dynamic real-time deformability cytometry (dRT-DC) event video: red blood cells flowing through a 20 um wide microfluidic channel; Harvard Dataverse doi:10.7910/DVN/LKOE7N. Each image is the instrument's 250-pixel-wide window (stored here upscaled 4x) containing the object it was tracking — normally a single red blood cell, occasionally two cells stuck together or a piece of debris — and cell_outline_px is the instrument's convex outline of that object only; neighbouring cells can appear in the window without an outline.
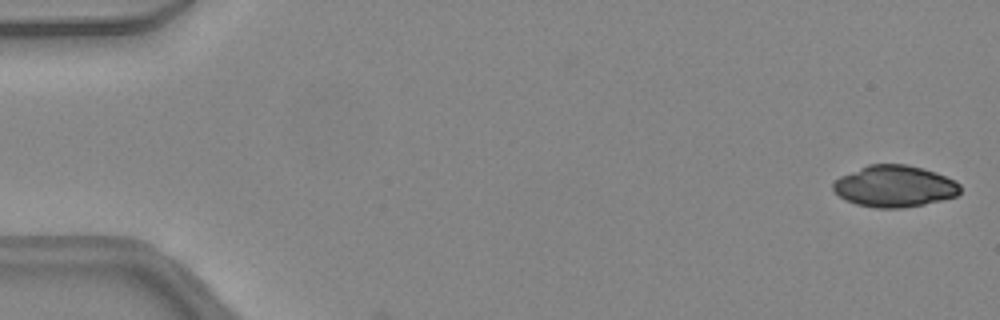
{"species": "common noctule bat (a hibernating species)", "species_latin": "Nyctalus noctula", "temperature_condition": "warm", "stored_images_in_passage": 3, "camera_frame_rate_fps": 3000, "um_per_image_px": 0.085, "animal": {"sex": "female", "body_mass_g": 24.6, "forearm_length_mm": 56.2}, "frame": {"image": 1, "passage_image": 1, "time_ms": 0.0, "image_size_px": [1000, 320], "cell_outline_px": [[960, 192], [956, 196], [924, 204], [900, 208], [876, 208], [856, 204], [844, 200], [832, 188], [832, 184], [840, 176], [868, 164], [908, 164], [924, 168], [936, 172], [956, 180], [960, 184]], "centroid_in_image_um": [76.04, 15.82], "position_along_channel_um": 9.0, "area_um2": 30.92}}